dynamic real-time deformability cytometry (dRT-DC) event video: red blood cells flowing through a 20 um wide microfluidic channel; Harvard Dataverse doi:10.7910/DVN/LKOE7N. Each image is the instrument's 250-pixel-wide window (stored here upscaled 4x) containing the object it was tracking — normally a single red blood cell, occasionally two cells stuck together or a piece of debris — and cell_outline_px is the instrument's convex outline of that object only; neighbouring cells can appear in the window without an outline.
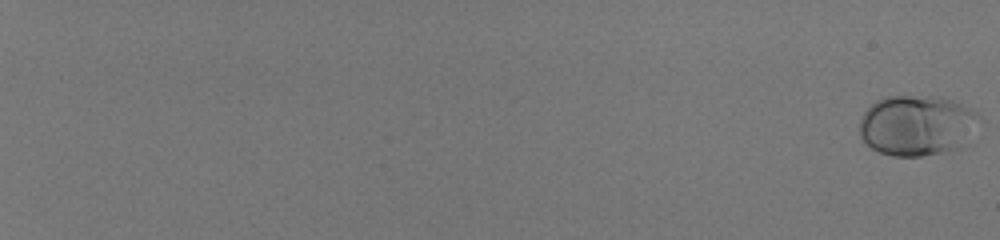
{"species": "human", "species_latin": "Homo sapiens", "temperature_condition": "room temperature", "stored_images_in_passage": 60, "camera_frame_rate_fps": 3000, "um_per_image_px": 0.085, "donor": {"sex": "male"}, "frame": {"image": 1, "passage_image": 1, "time_ms": 0.0, "image_size_px": [1000, 240], "cell_outline_px": [[976, 116], [960, 148], [952, 152], [920, 156], [892, 156], [880, 152], [872, 148], [860, 136], [860, 120], [864, 112], [872, 104], [888, 96], [908, 96], [948, 100], [968, 108], [976, 112]], "centroid_in_image_um": [77.82, 10.7], "position_along_channel_um": 7.2, "area_um2": 40.69}}
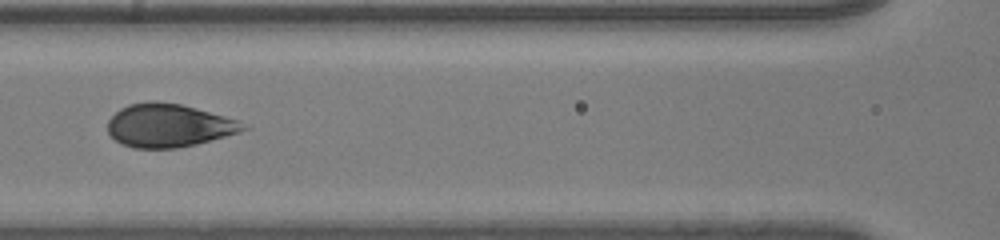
{"frame": {"image": 2, "passage_image": 35, "time_ms": 11.333, "image_size_px": [1000, 240], "cell_outline_px": [[252, 128], [240, 132], [196, 144], [176, 148], [132, 148], [120, 144], [108, 132], [108, 120], [120, 108], [128, 104], [152, 100], [180, 104], [224, 116], [236, 120]], "centroid_in_image_um": [14.32, 10.67], "position_along_channel_um": 152.3, "area_um2": 34.04}}
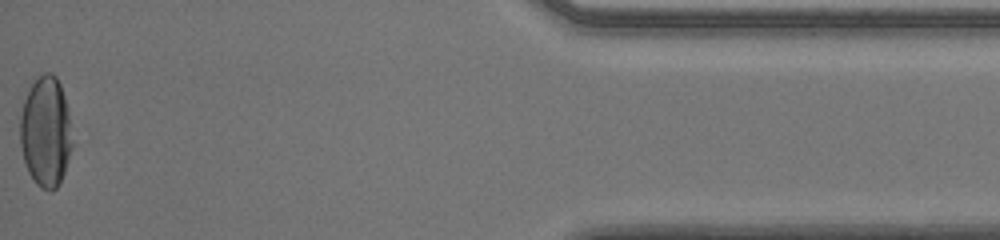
{"frame": {"image": 3, "passage_image": 60, "time_ms": 19.667, "image_size_px": [1000, 240], "cell_outline_px": [[72, 144], [68, 160], [60, 184], [56, 188], [40, 188], [36, 184], [28, 172], [24, 160], [20, 144], [20, 116], [24, 100], [32, 84], [44, 72], [52, 72], [56, 76], [60, 84], [68, 108]], "centroid_in_image_um": [3.88, 11.19], "position_along_channel_um": 431.3, "area_um2": 33.29}, "authors_computed_cell_mechanics": {"area_um2": 34.6222, "velocity_mm_per_s": 3.9967, "shape_relaxation_time_tau1_ms": 4.3337, "shape_relaxation_time_tau2_ms": null, "deformation_change_tau1": 0.1738, "deformation_change_tau2": null}}